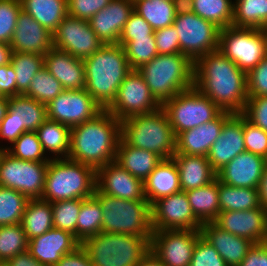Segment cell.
I'll list each match as a JSON object with an SVG mask.
<instances>
[{"mask_svg":"<svg viewBox=\"0 0 267 266\" xmlns=\"http://www.w3.org/2000/svg\"><path fill=\"white\" fill-rule=\"evenodd\" d=\"M158 54L180 53V43L176 28L171 25L154 31Z\"/></svg>","mask_w":267,"mask_h":266,"instance_id":"obj_55","label":"cell"},{"mask_svg":"<svg viewBox=\"0 0 267 266\" xmlns=\"http://www.w3.org/2000/svg\"><path fill=\"white\" fill-rule=\"evenodd\" d=\"M176 16L193 12V0H172Z\"/></svg>","mask_w":267,"mask_h":266,"instance_id":"obj_62","label":"cell"},{"mask_svg":"<svg viewBox=\"0 0 267 266\" xmlns=\"http://www.w3.org/2000/svg\"><path fill=\"white\" fill-rule=\"evenodd\" d=\"M28 250V239L22 224L0 226V262Z\"/></svg>","mask_w":267,"mask_h":266,"instance_id":"obj_44","label":"cell"},{"mask_svg":"<svg viewBox=\"0 0 267 266\" xmlns=\"http://www.w3.org/2000/svg\"><path fill=\"white\" fill-rule=\"evenodd\" d=\"M137 266H165L151 251Z\"/></svg>","mask_w":267,"mask_h":266,"instance_id":"obj_64","label":"cell"},{"mask_svg":"<svg viewBox=\"0 0 267 266\" xmlns=\"http://www.w3.org/2000/svg\"><path fill=\"white\" fill-rule=\"evenodd\" d=\"M22 11L20 0H0V42L10 44Z\"/></svg>","mask_w":267,"mask_h":266,"instance_id":"obj_48","label":"cell"},{"mask_svg":"<svg viewBox=\"0 0 267 266\" xmlns=\"http://www.w3.org/2000/svg\"><path fill=\"white\" fill-rule=\"evenodd\" d=\"M195 217L203 224L214 222L220 213L219 180L217 177L199 188L186 191Z\"/></svg>","mask_w":267,"mask_h":266,"instance_id":"obj_31","label":"cell"},{"mask_svg":"<svg viewBox=\"0 0 267 266\" xmlns=\"http://www.w3.org/2000/svg\"><path fill=\"white\" fill-rule=\"evenodd\" d=\"M189 266H227L217 250L202 235L198 238Z\"/></svg>","mask_w":267,"mask_h":266,"instance_id":"obj_49","label":"cell"},{"mask_svg":"<svg viewBox=\"0 0 267 266\" xmlns=\"http://www.w3.org/2000/svg\"><path fill=\"white\" fill-rule=\"evenodd\" d=\"M160 108L161 104L152 95L142 74L137 69H132L120 85L115 100L106 110L121 122Z\"/></svg>","mask_w":267,"mask_h":266,"instance_id":"obj_13","label":"cell"},{"mask_svg":"<svg viewBox=\"0 0 267 266\" xmlns=\"http://www.w3.org/2000/svg\"><path fill=\"white\" fill-rule=\"evenodd\" d=\"M134 11L158 30L173 25L176 14L172 0H133Z\"/></svg>","mask_w":267,"mask_h":266,"instance_id":"obj_36","label":"cell"},{"mask_svg":"<svg viewBox=\"0 0 267 266\" xmlns=\"http://www.w3.org/2000/svg\"><path fill=\"white\" fill-rule=\"evenodd\" d=\"M242 115L252 124L267 132V96L248 97Z\"/></svg>","mask_w":267,"mask_h":266,"instance_id":"obj_54","label":"cell"},{"mask_svg":"<svg viewBox=\"0 0 267 266\" xmlns=\"http://www.w3.org/2000/svg\"><path fill=\"white\" fill-rule=\"evenodd\" d=\"M257 189L260 206L267 212V166L263 169L261 181Z\"/></svg>","mask_w":267,"mask_h":266,"instance_id":"obj_61","label":"cell"},{"mask_svg":"<svg viewBox=\"0 0 267 266\" xmlns=\"http://www.w3.org/2000/svg\"><path fill=\"white\" fill-rule=\"evenodd\" d=\"M10 46L13 52L45 55L53 48V35L22 10L18 16Z\"/></svg>","mask_w":267,"mask_h":266,"instance_id":"obj_25","label":"cell"},{"mask_svg":"<svg viewBox=\"0 0 267 266\" xmlns=\"http://www.w3.org/2000/svg\"><path fill=\"white\" fill-rule=\"evenodd\" d=\"M53 35V47L78 59H86L99 50L104 43L91 29L89 20L67 15Z\"/></svg>","mask_w":267,"mask_h":266,"instance_id":"obj_15","label":"cell"},{"mask_svg":"<svg viewBox=\"0 0 267 266\" xmlns=\"http://www.w3.org/2000/svg\"><path fill=\"white\" fill-rule=\"evenodd\" d=\"M264 168V157L245 151L219 170L217 179L229 186L257 189Z\"/></svg>","mask_w":267,"mask_h":266,"instance_id":"obj_22","label":"cell"},{"mask_svg":"<svg viewBox=\"0 0 267 266\" xmlns=\"http://www.w3.org/2000/svg\"><path fill=\"white\" fill-rule=\"evenodd\" d=\"M194 87L222 111L242 114L247 100V78L234 62L219 50L194 63Z\"/></svg>","mask_w":267,"mask_h":266,"instance_id":"obj_1","label":"cell"},{"mask_svg":"<svg viewBox=\"0 0 267 266\" xmlns=\"http://www.w3.org/2000/svg\"><path fill=\"white\" fill-rule=\"evenodd\" d=\"M262 244H264L265 246H267V219H266L265 235H264Z\"/></svg>","mask_w":267,"mask_h":266,"instance_id":"obj_66","label":"cell"},{"mask_svg":"<svg viewBox=\"0 0 267 266\" xmlns=\"http://www.w3.org/2000/svg\"><path fill=\"white\" fill-rule=\"evenodd\" d=\"M21 224L28 240L52 229L54 226L51 203L42 199H29Z\"/></svg>","mask_w":267,"mask_h":266,"instance_id":"obj_34","label":"cell"},{"mask_svg":"<svg viewBox=\"0 0 267 266\" xmlns=\"http://www.w3.org/2000/svg\"><path fill=\"white\" fill-rule=\"evenodd\" d=\"M121 139V122L106 109L70 131L68 159L92 166L95 170L115 161Z\"/></svg>","mask_w":267,"mask_h":266,"instance_id":"obj_2","label":"cell"},{"mask_svg":"<svg viewBox=\"0 0 267 266\" xmlns=\"http://www.w3.org/2000/svg\"><path fill=\"white\" fill-rule=\"evenodd\" d=\"M121 138L128 145L154 152L162 159H170L176 153V136L162 108L121 121Z\"/></svg>","mask_w":267,"mask_h":266,"instance_id":"obj_7","label":"cell"},{"mask_svg":"<svg viewBox=\"0 0 267 266\" xmlns=\"http://www.w3.org/2000/svg\"><path fill=\"white\" fill-rule=\"evenodd\" d=\"M172 159L178 168L181 191L199 188L217 177L206 156L174 154Z\"/></svg>","mask_w":267,"mask_h":266,"instance_id":"obj_28","label":"cell"},{"mask_svg":"<svg viewBox=\"0 0 267 266\" xmlns=\"http://www.w3.org/2000/svg\"><path fill=\"white\" fill-rule=\"evenodd\" d=\"M102 207V231L106 233H122L151 238L152 226L151 205L149 201L124 200L98 192L93 195Z\"/></svg>","mask_w":267,"mask_h":266,"instance_id":"obj_8","label":"cell"},{"mask_svg":"<svg viewBox=\"0 0 267 266\" xmlns=\"http://www.w3.org/2000/svg\"><path fill=\"white\" fill-rule=\"evenodd\" d=\"M124 50L131 69H139L158 55L154 32L148 38L129 41Z\"/></svg>","mask_w":267,"mask_h":266,"instance_id":"obj_47","label":"cell"},{"mask_svg":"<svg viewBox=\"0 0 267 266\" xmlns=\"http://www.w3.org/2000/svg\"><path fill=\"white\" fill-rule=\"evenodd\" d=\"M219 204L220 212L258 208L260 206L258 189L233 187L219 181Z\"/></svg>","mask_w":267,"mask_h":266,"instance_id":"obj_38","label":"cell"},{"mask_svg":"<svg viewBox=\"0 0 267 266\" xmlns=\"http://www.w3.org/2000/svg\"><path fill=\"white\" fill-rule=\"evenodd\" d=\"M64 90L62 84L43 67L35 74L24 95L47 105Z\"/></svg>","mask_w":267,"mask_h":266,"instance_id":"obj_43","label":"cell"},{"mask_svg":"<svg viewBox=\"0 0 267 266\" xmlns=\"http://www.w3.org/2000/svg\"><path fill=\"white\" fill-rule=\"evenodd\" d=\"M28 200L19 191L0 186V226L21 223Z\"/></svg>","mask_w":267,"mask_h":266,"instance_id":"obj_42","label":"cell"},{"mask_svg":"<svg viewBox=\"0 0 267 266\" xmlns=\"http://www.w3.org/2000/svg\"><path fill=\"white\" fill-rule=\"evenodd\" d=\"M218 50L246 74L267 55V36L264 29H220Z\"/></svg>","mask_w":267,"mask_h":266,"instance_id":"obj_10","label":"cell"},{"mask_svg":"<svg viewBox=\"0 0 267 266\" xmlns=\"http://www.w3.org/2000/svg\"><path fill=\"white\" fill-rule=\"evenodd\" d=\"M154 30L151 25L137 12L133 11L125 23L118 44L124 47L136 38H148Z\"/></svg>","mask_w":267,"mask_h":266,"instance_id":"obj_50","label":"cell"},{"mask_svg":"<svg viewBox=\"0 0 267 266\" xmlns=\"http://www.w3.org/2000/svg\"><path fill=\"white\" fill-rule=\"evenodd\" d=\"M152 226L160 230H201L185 191L158 199L151 205Z\"/></svg>","mask_w":267,"mask_h":266,"instance_id":"obj_16","label":"cell"},{"mask_svg":"<svg viewBox=\"0 0 267 266\" xmlns=\"http://www.w3.org/2000/svg\"><path fill=\"white\" fill-rule=\"evenodd\" d=\"M232 26L264 29L267 26V0H235Z\"/></svg>","mask_w":267,"mask_h":266,"instance_id":"obj_37","label":"cell"},{"mask_svg":"<svg viewBox=\"0 0 267 266\" xmlns=\"http://www.w3.org/2000/svg\"><path fill=\"white\" fill-rule=\"evenodd\" d=\"M266 219L267 212L259 206L252 210L222 211L214 223L224 231L259 244L265 235Z\"/></svg>","mask_w":267,"mask_h":266,"instance_id":"obj_21","label":"cell"},{"mask_svg":"<svg viewBox=\"0 0 267 266\" xmlns=\"http://www.w3.org/2000/svg\"><path fill=\"white\" fill-rule=\"evenodd\" d=\"M112 0H67L68 15L89 20L106 7Z\"/></svg>","mask_w":267,"mask_h":266,"instance_id":"obj_53","label":"cell"},{"mask_svg":"<svg viewBox=\"0 0 267 266\" xmlns=\"http://www.w3.org/2000/svg\"><path fill=\"white\" fill-rule=\"evenodd\" d=\"M144 196L152 205L160 198L181 191L178 168L172 158L163 159L144 180Z\"/></svg>","mask_w":267,"mask_h":266,"instance_id":"obj_29","label":"cell"},{"mask_svg":"<svg viewBox=\"0 0 267 266\" xmlns=\"http://www.w3.org/2000/svg\"><path fill=\"white\" fill-rule=\"evenodd\" d=\"M248 97L267 96V55L246 74Z\"/></svg>","mask_w":267,"mask_h":266,"instance_id":"obj_52","label":"cell"},{"mask_svg":"<svg viewBox=\"0 0 267 266\" xmlns=\"http://www.w3.org/2000/svg\"><path fill=\"white\" fill-rule=\"evenodd\" d=\"M16 78L11 63L0 66V93L3 97L17 95Z\"/></svg>","mask_w":267,"mask_h":266,"instance_id":"obj_56","label":"cell"},{"mask_svg":"<svg viewBox=\"0 0 267 266\" xmlns=\"http://www.w3.org/2000/svg\"><path fill=\"white\" fill-rule=\"evenodd\" d=\"M81 242L68 231L53 227L28 240V251L41 264L55 266L63 255L72 252Z\"/></svg>","mask_w":267,"mask_h":266,"instance_id":"obj_20","label":"cell"},{"mask_svg":"<svg viewBox=\"0 0 267 266\" xmlns=\"http://www.w3.org/2000/svg\"><path fill=\"white\" fill-rule=\"evenodd\" d=\"M201 234L217 250L227 266H239L254 244L247 238L222 230L214 222L203 223Z\"/></svg>","mask_w":267,"mask_h":266,"instance_id":"obj_27","label":"cell"},{"mask_svg":"<svg viewBox=\"0 0 267 266\" xmlns=\"http://www.w3.org/2000/svg\"><path fill=\"white\" fill-rule=\"evenodd\" d=\"M233 113L222 111L215 119L176 136V153L208 156L211 146L221 133L223 124Z\"/></svg>","mask_w":267,"mask_h":266,"instance_id":"obj_24","label":"cell"},{"mask_svg":"<svg viewBox=\"0 0 267 266\" xmlns=\"http://www.w3.org/2000/svg\"><path fill=\"white\" fill-rule=\"evenodd\" d=\"M9 110L20 124V130L36 131L47 119L46 105L26 95L9 97Z\"/></svg>","mask_w":267,"mask_h":266,"instance_id":"obj_33","label":"cell"},{"mask_svg":"<svg viewBox=\"0 0 267 266\" xmlns=\"http://www.w3.org/2000/svg\"><path fill=\"white\" fill-rule=\"evenodd\" d=\"M233 7L231 0H193V12L220 29L232 26Z\"/></svg>","mask_w":267,"mask_h":266,"instance_id":"obj_41","label":"cell"},{"mask_svg":"<svg viewBox=\"0 0 267 266\" xmlns=\"http://www.w3.org/2000/svg\"><path fill=\"white\" fill-rule=\"evenodd\" d=\"M53 226L55 228L68 231L76 237V226L81 199L60 200L51 203Z\"/></svg>","mask_w":267,"mask_h":266,"instance_id":"obj_46","label":"cell"},{"mask_svg":"<svg viewBox=\"0 0 267 266\" xmlns=\"http://www.w3.org/2000/svg\"><path fill=\"white\" fill-rule=\"evenodd\" d=\"M175 136L215 119L222 110L195 87L178 93L161 105Z\"/></svg>","mask_w":267,"mask_h":266,"instance_id":"obj_9","label":"cell"},{"mask_svg":"<svg viewBox=\"0 0 267 266\" xmlns=\"http://www.w3.org/2000/svg\"><path fill=\"white\" fill-rule=\"evenodd\" d=\"M264 160H265V166H267V154H266V156L264 157Z\"/></svg>","mask_w":267,"mask_h":266,"instance_id":"obj_68","label":"cell"},{"mask_svg":"<svg viewBox=\"0 0 267 266\" xmlns=\"http://www.w3.org/2000/svg\"><path fill=\"white\" fill-rule=\"evenodd\" d=\"M264 30H265V33H266V36H267V26L264 28Z\"/></svg>","mask_w":267,"mask_h":266,"instance_id":"obj_69","label":"cell"},{"mask_svg":"<svg viewBox=\"0 0 267 266\" xmlns=\"http://www.w3.org/2000/svg\"><path fill=\"white\" fill-rule=\"evenodd\" d=\"M96 190L124 200H143V181L115 161L96 169Z\"/></svg>","mask_w":267,"mask_h":266,"instance_id":"obj_18","label":"cell"},{"mask_svg":"<svg viewBox=\"0 0 267 266\" xmlns=\"http://www.w3.org/2000/svg\"><path fill=\"white\" fill-rule=\"evenodd\" d=\"M22 10L53 33L68 15L67 0H20Z\"/></svg>","mask_w":267,"mask_h":266,"instance_id":"obj_32","label":"cell"},{"mask_svg":"<svg viewBox=\"0 0 267 266\" xmlns=\"http://www.w3.org/2000/svg\"><path fill=\"white\" fill-rule=\"evenodd\" d=\"M44 67L62 84L65 90L85 88L82 59L53 47L44 55Z\"/></svg>","mask_w":267,"mask_h":266,"instance_id":"obj_26","label":"cell"},{"mask_svg":"<svg viewBox=\"0 0 267 266\" xmlns=\"http://www.w3.org/2000/svg\"><path fill=\"white\" fill-rule=\"evenodd\" d=\"M243 115L233 114L224 124L221 133L211 146L208 161L217 173L238 154L245 152Z\"/></svg>","mask_w":267,"mask_h":266,"instance_id":"obj_19","label":"cell"},{"mask_svg":"<svg viewBox=\"0 0 267 266\" xmlns=\"http://www.w3.org/2000/svg\"><path fill=\"white\" fill-rule=\"evenodd\" d=\"M84 61L85 90L101 106L107 109L117 96L120 85L132 70L124 47L104 44Z\"/></svg>","mask_w":267,"mask_h":266,"instance_id":"obj_3","label":"cell"},{"mask_svg":"<svg viewBox=\"0 0 267 266\" xmlns=\"http://www.w3.org/2000/svg\"><path fill=\"white\" fill-rule=\"evenodd\" d=\"M102 110L85 89L64 90L46 105L48 119L70 128L93 119Z\"/></svg>","mask_w":267,"mask_h":266,"instance_id":"obj_14","label":"cell"},{"mask_svg":"<svg viewBox=\"0 0 267 266\" xmlns=\"http://www.w3.org/2000/svg\"><path fill=\"white\" fill-rule=\"evenodd\" d=\"M173 26L179 37L180 53L193 63L203 55L218 50L220 28L194 12L176 16Z\"/></svg>","mask_w":267,"mask_h":266,"instance_id":"obj_12","label":"cell"},{"mask_svg":"<svg viewBox=\"0 0 267 266\" xmlns=\"http://www.w3.org/2000/svg\"><path fill=\"white\" fill-rule=\"evenodd\" d=\"M245 150L265 157L267 154V132L255 126L243 116Z\"/></svg>","mask_w":267,"mask_h":266,"instance_id":"obj_51","label":"cell"},{"mask_svg":"<svg viewBox=\"0 0 267 266\" xmlns=\"http://www.w3.org/2000/svg\"><path fill=\"white\" fill-rule=\"evenodd\" d=\"M70 131V127L47 118L35 132L44 152L48 150L49 153L52 152L54 155L56 154L57 159H59L60 154L64 156L60 158H68Z\"/></svg>","mask_w":267,"mask_h":266,"instance_id":"obj_35","label":"cell"},{"mask_svg":"<svg viewBox=\"0 0 267 266\" xmlns=\"http://www.w3.org/2000/svg\"><path fill=\"white\" fill-rule=\"evenodd\" d=\"M102 207L94 197L81 199V208L76 226V238L82 242L84 239L97 235L102 231Z\"/></svg>","mask_w":267,"mask_h":266,"instance_id":"obj_40","label":"cell"},{"mask_svg":"<svg viewBox=\"0 0 267 266\" xmlns=\"http://www.w3.org/2000/svg\"><path fill=\"white\" fill-rule=\"evenodd\" d=\"M0 266H9L7 262H0Z\"/></svg>","mask_w":267,"mask_h":266,"instance_id":"obj_67","label":"cell"},{"mask_svg":"<svg viewBox=\"0 0 267 266\" xmlns=\"http://www.w3.org/2000/svg\"><path fill=\"white\" fill-rule=\"evenodd\" d=\"M11 65L16 74L17 95L25 94L35 74L44 67V55L12 52Z\"/></svg>","mask_w":267,"mask_h":266,"instance_id":"obj_39","label":"cell"},{"mask_svg":"<svg viewBox=\"0 0 267 266\" xmlns=\"http://www.w3.org/2000/svg\"><path fill=\"white\" fill-rule=\"evenodd\" d=\"M133 11V0H112L89 19V24L104 44H117L121 31Z\"/></svg>","mask_w":267,"mask_h":266,"instance_id":"obj_23","label":"cell"},{"mask_svg":"<svg viewBox=\"0 0 267 266\" xmlns=\"http://www.w3.org/2000/svg\"><path fill=\"white\" fill-rule=\"evenodd\" d=\"M55 266H93L85 249L80 245L62 256Z\"/></svg>","mask_w":267,"mask_h":266,"instance_id":"obj_59","label":"cell"},{"mask_svg":"<svg viewBox=\"0 0 267 266\" xmlns=\"http://www.w3.org/2000/svg\"><path fill=\"white\" fill-rule=\"evenodd\" d=\"M7 264L9 266H46L34 258L28 250L15 255L7 261Z\"/></svg>","mask_w":267,"mask_h":266,"instance_id":"obj_60","label":"cell"},{"mask_svg":"<svg viewBox=\"0 0 267 266\" xmlns=\"http://www.w3.org/2000/svg\"><path fill=\"white\" fill-rule=\"evenodd\" d=\"M47 168L48 162L20 160L0 149V186L19 191L28 199H41Z\"/></svg>","mask_w":267,"mask_h":266,"instance_id":"obj_11","label":"cell"},{"mask_svg":"<svg viewBox=\"0 0 267 266\" xmlns=\"http://www.w3.org/2000/svg\"><path fill=\"white\" fill-rule=\"evenodd\" d=\"M93 266H137L151 251V238L100 232L81 242Z\"/></svg>","mask_w":267,"mask_h":266,"instance_id":"obj_6","label":"cell"},{"mask_svg":"<svg viewBox=\"0 0 267 266\" xmlns=\"http://www.w3.org/2000/svg\"><path fill=\"white\" fill-rule=\"evenodd\" d=\"M137 70L161 105L194 87V63L182 53L158 54Z\"/></svg>","mask_w":267,"mask_h":266,"instance_id":"obj_4","label":"cell"},{"mask_svg":"<svg viewBox=\"0 0 267 266\" xmlns=\"http://www.w3.org/2000/svg\"><path fill=\"white\" fill-rule=\"evenodd\" d=\"M13 147L3 148L12 156L20 160L34 162H49L51 159L46 158L43 147L35 131L24 132L15 142ZM45 156V158H44Z\"/></svg>","mask_w":267,"mask_h":266,"instance_id":"obj_45","label":"cell"},{"mask_svg":"<svg viewBox=\"0 0 267 266\" xmlns=\"http://www.w3.org/2000/svg\"><path fill=\"white\" fill-rule=\"evenodd\" d=\"M27 130H20V124L14 114L8 109L6 116L0 122V138L15 142Z\"/></svg>","mask_w":267,"mask_h":266,"instance_id":"obj_57","label":"cell"},{"mask_svg":"<svg viewBox=\"0 0 267 266\" xmlns=\"http://www.w3.org/2000/svg\"><path fill=\"white\" fill-rule=\"evenodd\" d=\"M9 109V99L7 97L0 98V122L6 116Z\"/></svg>","mask_w":267,"mask_h":266,"instance_id":"obj_65","label":"cell"},{"mask_svg":"<svg viewBox=\"0 0 267 266\" xmlns=\"http://www.w3.org/2000/svg\"><path fill=\"white\" fill-rule=\"evenodd\" d=\"M12 52L10 44L0 42V66L11 62Z\"/></svg>","mask_w":267,"mask_h":266,"instance_id":"obj_63","label":"cell"},{"mask_svg":"<svg viewBox=\"0 0 267 266\" xmlns=\"http://www.w3.org/2000/svg\"><path fill=\"white\" fill-rule=\"evenodd\" d=\"M201 230H160L151 237V252L165 266H189Z\"/></svg>","mask_w":267,"mask_h":266,"instance_id":"obj_17","label":"cell"},{"mask_svg":"<svg viewBox=\"0 0 267 266\" xmlns=\"http://www.w3.org/2000/svg\"><path fill=\"white\" fill-rule=\"evenodd\" d=\"M96 170L68 158H52L48 162L44 192L41 199L47 202L86 199L94 195Z\"/></svg>","mask_w":267,"mask_h":266,"instance_id":"obj_5","label":"cell"},{"mask_svg":"<svg viewBox=\"0 0 267 266\" xmlns=\"http://www.w3.org/2000/svg\"><path fill=\"white\" fill-rule=\"evenodd\" d=\"M162 160L156 153L132 147L122 138L118 143L115 162L143 182Z\"/></svg>","mask_w":267,"mask_h":266,"instance_id":"obj_30","label":"cell"},{"mask_svg":"<svg viewBox=\"0 0 267 266\" xmlns=\"http://www.w3.org/2000/svg\"><path fill=\"white\" fill-rule=\"evenodd\" d=\"M239 266H267V246L253 244Z\"/></svg>","mask_w":267,"mask_h":266,"instance_id":"obj_58","label":"cell"}]
</instances>
